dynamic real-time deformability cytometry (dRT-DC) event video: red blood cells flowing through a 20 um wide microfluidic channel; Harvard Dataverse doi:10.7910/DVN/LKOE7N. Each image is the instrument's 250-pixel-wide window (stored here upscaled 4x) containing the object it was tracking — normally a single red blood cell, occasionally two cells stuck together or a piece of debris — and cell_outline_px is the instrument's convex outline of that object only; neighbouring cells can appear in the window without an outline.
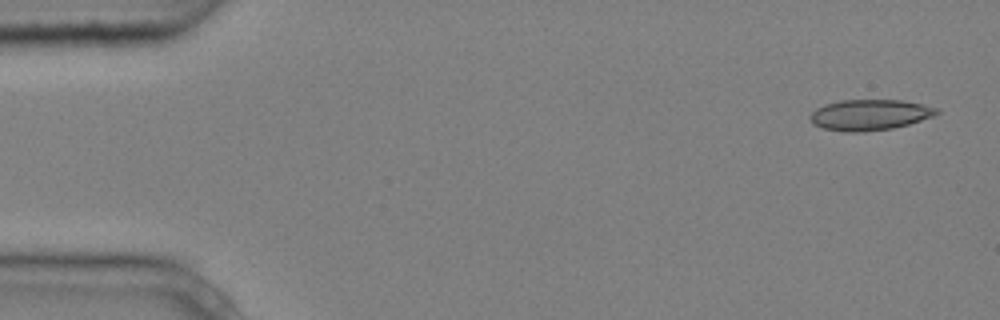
{"species": "common noctule bat (a hibernating species)", "species_latin": "Nyctalus noctula", "temperature_condition": "cold", "stored_images_in_passage": 4, "camera_frame_rate_fps": 3000, "um_per_image_px": 0.085, "animal": {"sex": "male", "body_mass_g": 20.4}, "frame": {"image": 1, "passage_image": 1, "time_ms": 0.0, "image_size_px": [1000, 320], "cell_outline_px": [[940, 112], [932, 116], [908, 124], [892, 128], [864, 132], [844, 132], [824, 128], [812, 124], [808, 116], [816, 108], [824, 104], [840, 100], [900, 100], [924, 104], [940, 108]], "centroid_in_image_um": [73.9, 9.76], "position_along_channel_um": 11.1, "area_um2": 22.83}}
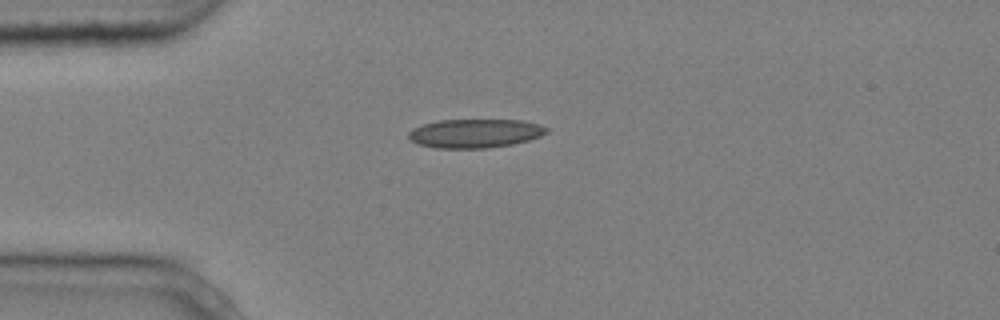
{"frame": {"image": 2, "passage_image": 4, "time_ms": 1.0, "image_size_px": [1000, 320], "cell_outline_px": [[548, 132], [540, 136], [528, 140], [512, 144], [488, 148], [436, 148], [416, 144], [408, 136], [408, 132], [412, 128], [424, 124], [440, 120], [524, 120], [548, 128]], "centroid_in_image_um": [40.35, 11.34], "position_along_channel_um": 44.6, "area_um2": 23.12}}